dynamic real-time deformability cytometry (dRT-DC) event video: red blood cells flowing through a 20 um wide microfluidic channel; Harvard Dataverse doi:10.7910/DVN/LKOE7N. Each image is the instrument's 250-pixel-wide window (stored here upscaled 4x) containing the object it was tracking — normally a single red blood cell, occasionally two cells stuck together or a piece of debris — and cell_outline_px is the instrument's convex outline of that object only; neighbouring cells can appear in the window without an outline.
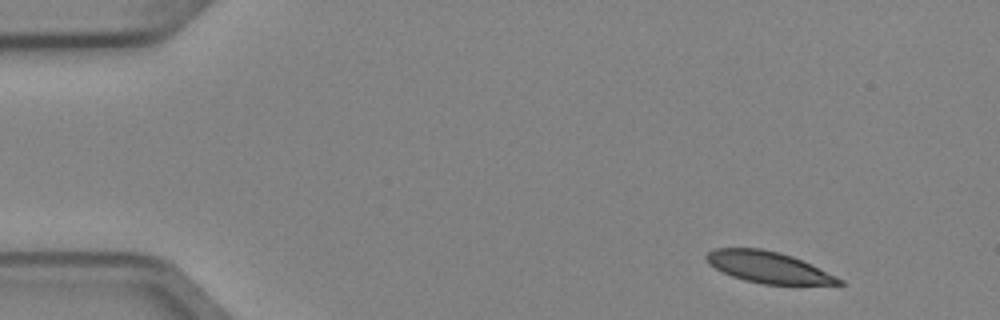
{"species": "Egyptian fruit bat (a non-hibernating species)", "species_latin": "Rousettus aegyptiacus", "temperature_condition": "cold", "stored_images_in_passage": 4, "camera_frame_rate_fps": 3000, "um_per_image_px": 0.085, "animal": {"sex": "female"}, "frame": {"image": 1, "passage_image": 1, "time_ms": 0.0, "image_size_px": [1000, 320], "cell_outline_px": [[844, 284], [764, 284], [744, 280], [732, 276], [708, 264], [704, 256], [708, 252], [716, 248], [760, 248], [780, 252], [792, 256], [812, 264], [844, 280]], "centroid_in_image_um": [65.3, 22.7], "position_along_channel_um": 19.7, "area_um2": 24.1}}
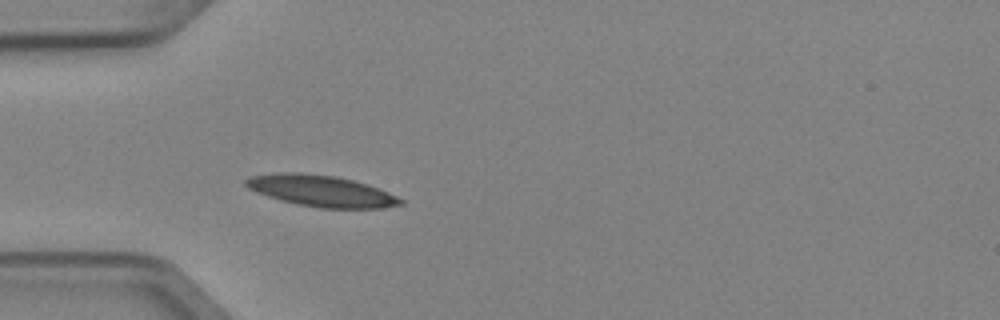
{"frame": {"image": 2, "passage_image": 4, "time_ms": 1.0, "image_size_px": [1000, 320], "cell_outline_px": [[404, 204], [380, 208], [320, 208], [296, 204], [280, 200], [256, 192], [248, 188], [244, 184], [244, 180], [252, 176], [276, 172], [292, 172], [336, 176], [368, 184], [388, 192], [404, 200]], "centroid_in_image_um": [27.29, 16.23], "position_along_channel_um": 57.7, "area_um2": 28.21}}